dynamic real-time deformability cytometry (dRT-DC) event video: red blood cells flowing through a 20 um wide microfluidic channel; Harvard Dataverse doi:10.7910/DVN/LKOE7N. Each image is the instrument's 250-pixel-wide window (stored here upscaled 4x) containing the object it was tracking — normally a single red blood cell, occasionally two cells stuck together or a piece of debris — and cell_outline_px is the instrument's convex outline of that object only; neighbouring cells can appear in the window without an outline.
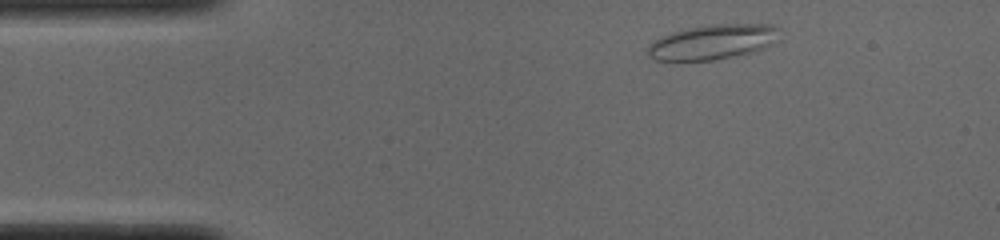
{"species": "common noctule bat (a hibernating species)", "species_latin": "Nyctalus noctula", "temperature_condition": "cold", "stored_images_in_passage": 8, "camera_frame_rate_fps": 3000, "um_per_image_px": 0.085, "animal": {"sex": "male", "body_mass_g": 19.0, "forearm_length_mm": 50.8}, "frame": {"image": 1, "passage_image": 1, "time_ms": 0.0, "image_size_px": [1000, 240], "cell_outline_px": [[776, 40], [772, 44], [764, 48], [752, 52], [712, 60], [656, 60], [648, 56], [648, 44], [672, 32], [688, 28], [712, 24], [772, 24], [776, 28]], "centroid_in_image_um": [60.56, 3.56], "position_along_channel_um": 24.4, "area_um2": 26.3}}